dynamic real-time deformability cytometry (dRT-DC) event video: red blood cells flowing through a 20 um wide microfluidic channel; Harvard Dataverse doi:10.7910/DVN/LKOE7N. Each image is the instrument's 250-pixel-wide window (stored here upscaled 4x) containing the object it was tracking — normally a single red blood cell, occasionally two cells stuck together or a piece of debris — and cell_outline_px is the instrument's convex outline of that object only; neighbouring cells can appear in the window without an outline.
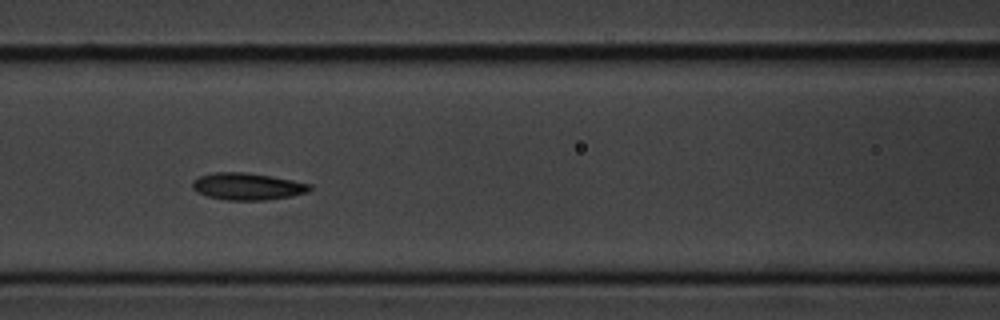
{"species": "common noctule bat (a hibernating species)", "species_latin": "Nyctalus noctula", "temperature_condition": "cold", "stored_images_in_passage": 9, "camera_frame_rate_fps": 3000, "um_per_image_px": 0.085, "animal": {"sex": "male", "body_mass_g": 20.1, "forearm_length_mm": 53.5}, "frame": {"image": 1, "passage_image": 6, "time_ms": 6.0, "image_size_px": [1000, 320], "cell_outline_px": [[312, 188], [308, 192], [288, 196], [264, 200], [228, 200], [208, 196], [196, 192], [192, 188], [192, 180], [200, 176], [216, 172], [244, 172], [292, 180], [312, 184]], "centroid_in_image_um": [21.0, 15.84], "position_along_channel_um": 145.6, "area_um2": 18.26}}
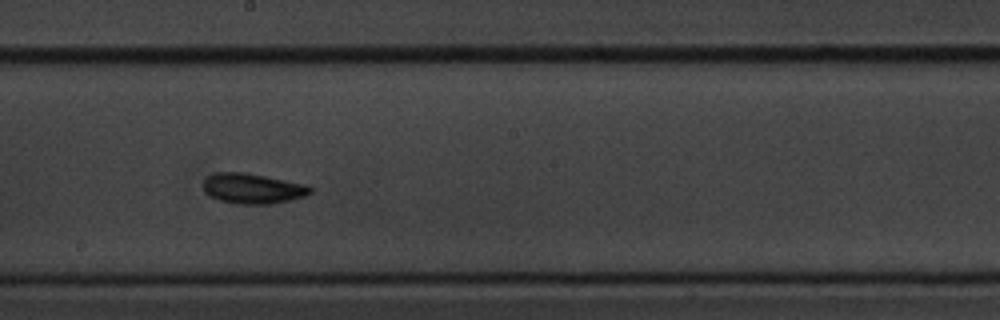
{"frame": {"image": 2, "passage_image": 8, "time_ms": 8.333, "image_size_px": [1000, 320], "cell_outline_px": [[312, 192], [304, 196], [272, 204], [236, 204], [220, 200], [204, 192], [204, 176], [212, 172], [244, 172], [308, 184], [312, 188]], "centroid_in_image_um": [21.46, 16.01], "position_along_channel_um": 226.7, "area_um2": 19.02}}
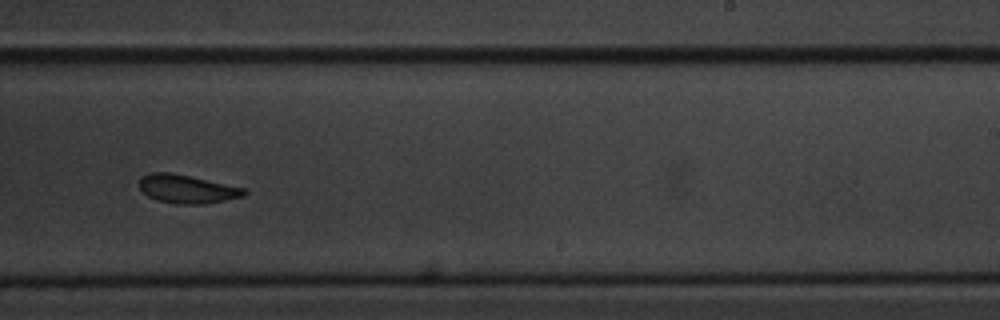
{"frame": {"image": 3, "passage_image": 9, "time_ms": 9.667, "image_size_px": [1000, 320], "cell_outline_px": [[248, 192], [244, 196], [204, 204], [176, 204], [156, 200], [148, 196], [140, 188], [140, 176], [152, 172], [168, 172], [188, 176], [244, 188]], "centroid_in_image_um": [15.87, 16.07], "position_along_channel_um": 273.1, "area_um2": 17.17}}